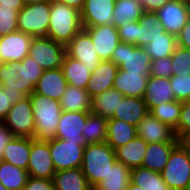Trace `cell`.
Masks as SVG:
<instances>
[{
  "instance_id": "obj_1",
  "label": "cell",
  "mask_w": 190,
  "mask_h": 190,
  "mask_svg": "<svg viewBox=\"0 0 190 190\" xmlns=\"http://www.w3.org/2000/svg\"><path fill=\"white\" fill-rule=\"evenodd\" d=\"M44 70L28 55L20 62L0 66V86L30 96Z\"/></svg>"
},
{
  "instance_id": "obj_2",
  "label": "cell",
  "mask_w": 190,
  "mask_h": 190,
  "mask_svg": "<svg viewBox=\"0 0 190 190\" xmlns=\"http://www.w3.org/2000/svg\"><path fill=\"white\" fill-rule=\"evenodd\" d=\"M82 29L81 13L78 9L51 0L48 38L66 47Z\"/></svg>"
},
{
  "instance_id": "obj_3",
  "label": "cell",
  "mask_w": 190,
  "mask_h": 190,
  "mask_svg": "<svg viewBox=\"0 0 190 190\" xmlns=\"http://www.w3.org/2000/svg\"><path fill=\"white\" fill-rule=\"evenodd\" d=\"M35 119L34 139L49 141L55 138L62 109L60 101L50 99L36 92L30 96Z\"/></svg>"
},
{
  "instance_id": "obj_4",
  "label": "cell",
  "mask_w": 190,
  "mask_h": 190,
  "mask_svg": "<svg viewBox=\"0 0 190 190\" xmlns=\"http://www.w3.org/2000/svg\"><path fill=\"white\" fill-rule=\"evenodd\" d=\"M116 161L115 150L107 142L84 147L81 169L92 188L105 178Z\"/></svg>"
},
{
  "instance_id": "obj_5",
  "label": "cell",
  "mask_w": 190,
  "mask_h": 190,
  "mask_svg": "<svg viewBox=\"0 0 190 190\" xmlns=\"http://www.w3.org/2000/svg\"><path fill=\"white\" fill-rule=\"evenodd\" d=\"M161 175L171 190H187L190 184V152L180 143L170 153Z\"/></svg>"
},
{
  "instance_id": "obj_6",
  "label": "cell",
  "mask_w": 190,
  "mask_h": 190,
  "mask_svg": "<svg viewBox=\"0 0 190 190\" xmlns=\"http://www.w3.org/2000/svg\"><path fill=\"white\" fill-rule=\"evenodd\" d=\"M51 1L24 5L18 12V31L33 37L47 36Z\"/></svg>"
},
{
  "instance_id": "obj_7",
  "label": "cell",
  "mask_w": 190,
  "mask_h": 190,
  "mask_svg": "<svg viewBox=\"0 0 190 190\" xmlns=\"http://www.w3.org/2000/svg\"><path fill=\"white\" fill-rule=\"evenodd\" d=\"M110 61L125 72L139 74H149L152 63L145 48L124 42L117 45Z\"/></svg>"
},
{
  "instance_id": "obj_8",
  "label": "cell",
  "mask_w": 190,
  "mask_h": 190,
  "mask_svg": "<svg viewBox=\"0 0 190 190\" xmlns=\"http://www.w3.org/2000/svg\"><path fill=\"white\" fill-rule=\"evenodd\" d=\"M66 48L47 36L33 37L29 56L43 69L62 68Z\"/></svg>"
},
{
  "instance_id": "obj_9",
  "label": "cell",
  "mask_w": 190,
  "mask_h": 190,
  "mask_svg": "<svg viewBox=\"0 0 190 190\" xmlns=\"http://www.w3.org/2000/svg\"><path fill=\"white\" fill-rule=\"evenodd\" d=\"M2 121L15 137L34 138L35 119L30 97L26 96L14 104Z\"/></svg>"
},
{
  "instance_id": "obj_10",
  "label": "cell",
  "mask_w": 190,
  "mask_h": 190,
  "mask_svg": "<svg viewBox=\"0 0 190 190\" xmlns=\"http://www.w3.org/2000/svg\"><path fill=\"white\" fill-rule=\"evenodd\" d=\"M83 145L79 141L54 138L50 140V155L56 171L81 168L83 162Z\"/></svg>"
},
{
  "instance_id": "obj_11",
  "label": "cell",
  "mask_w": 190,
  "mask_h": 190,
  "mask_svg": "<svg viewBox=\"0 0 190 190\" xmlns=\"http://www.w3.org/2000/svg\"><path fill=\"white\" fill-rule=\"evenodd\" d=\"M27 171L30 177L53 179L56 170L50 155V140L39 141L32 138Z\"/></svg>"
},
{
  "instance_id": "obj_12",
  "label": "cell",
  "mask_w": 190,
  "mask_h": 190,
  "mask_svg": "<svg viewBox=\"0 0 190 190\" xmlns=\"http://www.w3.org/2000/svg\"><path fill=\"white\" fill-rule=\"evenodd\" d=\"M156 13L164 30L176 37L190 19V11L185 0H170Z\"/></svg>"
},
{
  "instance_id": "obj_13",
  "label": "cell",
  "mask_w": 190,
  "mask_h": 190,
  "mask_svg": "<svg viewBox=\"0 0 190 190\" xmlns=\"http://www.w3.org/2000/svg\"><path fill=\"white\" fill-rule=\"evenodd\" d=\"M65 48L66 54L79 60L89 69L90 73H92L101 62L90 35L84 29H82Z\"/></svg>"
},
{
  "instance_id": "obj_14",
  "label": "cell",
  "mask_w": 190,
  "mask_h": 190,
  "mask_svg": "<svg viewBox=\"0 0 190 190\" xmlns=\"http://www.w3.org/2000/svg\"><path fill=\"white\" fill-rule=\"evenodd\" d=\"M33 36L15 31L0 36V55L3 63L20 62L29 55Z\"/></svg>"
},
{
  "instance_id": "obj_15",
  "label": "cell",
  "mask_w": 190,
  "mask_h": 190,
  "mask_svg": "<svg viewBox=\"0 0 190 190\" xmlns=\"http://www.w3.org/2000/svg\"><path fill=\"white\" fill-rule=\"evenodd\" d=\"M90 35L101 61L111 60L113 51L120 43L117 27L112 24L83 27Z\"/></svg>"
},
{
  "instance_id": "obj_16",
  "label": "cell",
  "mask_w": 190,
  "mask_h": 190,
  "mask_svg": "<svg viewBox=\"0 0 190 190\" xmlns=\"http://www.w3.org/2000/svg\"><path fill=\"white\" fill-rule=\"evenodd\" d=\"M137 136L146 143L154 142H179L174 129L157 120L150 112L136 126Z\"/></svg>"
},
{
  "instance_id": "obj_17",
  "label": "cell",
  "mask_w": 190,
  "mask_h": 190,
  "mask_svg": "<svg viewBox=\"0 0 190 190\" xmlns=\"http://www.w3.org/2000/svg\"><path fill=\"white\" fill-rule=\"evenodd\" d=\"M115 0H85L81 13L83 27L112 24Z\"/></svg>"
},
{
  "instance_id": "obj_18",
  "label": "cell",
  "mask_w": 190,
  "mask_h": 190,
  "mask_svg": "<svg viewBox=\"0 0 190 190\" xmlns=\"http://www.w3.org/2000/svg\"><path fill=\"white\" fill-rule=\"evenodd\" d=\"M90 112H67L62 111L55 138L79 141L80 145L86 146L85 137L82 134L84 123Z\"/></svg>"
},
{
  "instance_id": "obj_19",
  "label": "cell",
  "mask_w": 190,
  "mask_h": 190,
  "mask_svg": "<svg viewBox=\"0 0 190 190\" xmlns=\"http://www.w3.org/2000/svg\"><path fill=\"white\" fill-rule=\"evenodd\" d=\"M68 83L64 77L62 68L44 70L42 76L35 85L34 92L60 101L63 93L66 91Z\"/></svg>"
},
{
  "instance_id": "obj_20",
  "label": "cell",
  "mask_w": 190,
  "mask_h": 190,
  "mask_svg": "<svg viewBox=\"0 0 190 190\" xmlns=\"http://www.w3.org/2000/svg\"><path fill=\"white\" fill-rule=\"evenodd\" d=\"M118 69V66L110 60L99 63L91 73V78L85 89L91 98L112 89Z\"/></svg>"
},
{
  "instance_id": "obj_21",
  "label": "cell",
  "mask_w": 190,
  "mask_h": 190,
  "mask_svg": "<svg viewBox=\"0 0 190 190\" xmlns=\"http://www.w3.org/2000/svg\"><path fill=\"white\" fill-rule=\"evenodd\" d=\"M143 100L149 111L159 104L174 101L175 96L170 85V78L149 76Z\"/></svg>"
},
{
  "instance_id": "obj_22",
  "label": "cell",
  "mask_w": 190,
  "mask_h": 190,
  "mask_svg": "<svg viewBox=\"0 0 190 190\" xmlns=\"http://www.w3.org/2000/svg\"><path fill=\"white\" fill-rule=\"evenodd\" d=\"M149 74L125 72L118 69L112 89L124 96L143 98Z\"/></svg>"
},
{
  "instance_id": "obj_23",
  "label": "cell",
  "mask_w": 190,
  "mask_h": 190,
  "mask_svg": "<svg viewBox=\"0 0 190 190\" xmlns=\"http://www.w3.org/2000/svg\"><path fill=\"white\" fill-rule=\"evenodd\" d=\"M178 144L179 142L147 143L142 167L161 173L167 164L170 153Z\"/></svg>"
},
{
  "instance_id": "obj_24",
  "label": "cell",
  "mask_w": 190,
  "mask_h": 190,
  "mask_svg": "<svg viewBox=\"0 0 190 190\" xmlns=\"http://www.w3.org/2000/svg\"><path fill=\"white\" fill-rule=\"evenodd\" d=\"M148 112L143 98L124 96L112 118L137 126Z\"/></svg>"
},
{
  "instance_id": "obj_25",
  "label": "cell",
  "mask_w": 190,
  "mask_h": 190,
  "mask_svg": "<svg viewBox=\"0 0 190 190\" xmlns=\"http://www.w3.org/2000/svg\"><path fill=\"white\" fill-rule=\"evenodd\" d=\"M146 149L147 143L141 137L136 136L126 145L115 149L116 159L130 169L142 167Z\"/></svg>"
},
{
  "instance_id": "obj_26",
  "label": "cell",
  "mask_w": 190,
  "mask_h": 190,
  "mask_svg": "<svg viewBox=\"0 0 190 190\" xmlns=\"http://www.w3.org/2000/svg\"><path fill=\"white\" fill-rule=\"evenodd\" d=\"M32 138L14 137L4 149L2 160L27 170Z\"/></svg>"
},
{
  "instance_id": "obj_27",
  "label": "cell",
  "mask_w": 190,
  "mask_h": 190,
  "mask_svg": "<svg viewBox=\"0 0 190 190\" xmlns=\"http://www.w3.org/2000/svg\"><path fill=\"white\" fill-rule=\"evenodd\" d=\"M137 136L136 126L128 124L120 119L109 118L107 120L106 142L114 150L126 145Z\"/></svg>"
},
{
  "instance_id": "obj_28",
  "label": "cell",
  "mask_w": 190,
  "mask_h": 190,
  "mask_svg": "<svg viewBox=\"0 0 190 190\" xmlns=\"http://www.w3.org/2000/svg\"><path fill=\"white\" fill-rule=\"evenodd\" d=\"M53 182L55 190H93L81 168L56 171Z\"/></svg>"
},
{
  "instance_id": "obj_29",
  "label": "cell",
  "mask_w": 190,
  "mask_h": 190,
  "mask_svg": "<svg viewBox=\"0 0 190 190\" xmlns=\"http://www.w3.org/2000/svg\"><path fill=\"white\" fill-rule=\"evenodd\" d=\"M131 169L116 161L105 178L93 190H125L131 182Z\"/></svg>"
},
{
  "instance_id": "obj_30",
  "label": "cell",
  "mask_w": 190,
  "mask_h": 190,
  "mask_svg": "<svg viewBox=\"0 0 190 190\" xmlns=\"http://www.w3.org/2000/svg\"><path fill=\"white\" fill-rule=\"evenodd\" d=\"M62 111L91 112V97L85 89L68 85L60 99Z\"/></svg>"
},
{
  "instance_id": "obj_31",
  "label": "cell",
  "mask_w": 190,
  "mask_h": 190,
  "mask_svg": "<svg viewBox=\"0 0 190 190\" xmlns=\"http://www.w3.org/2000/svg\"><path fill=\"white\" fill-rule=\"evenodd\" d=\"M62 70L68 85L86 89L87 84L91 78V73L79 60H76L65 54Z\"/></svg>"
},
{
  "instance_id": "obj_32",
  "label": "cell",
  "mask_w": 190,
  "mask_h": 190,
  "mask_svg": "<svg viewBox=\"0 0 190 190\" xmlns=\"http://www.w3.org/2000/svg\"><path fill=\"white\" fill-rule=\"evenodd\" d=\"M124 95L115 89L107 90L91 98V113L112 118Z\"/></svg>"
},
{
  "instance_id": "obj_33",
  "label": "cell",
  "mask_w": 190,
  "mask_h": 190,
  "mask_svg": "<svg viewBox=\"0 0 190 190\" xmlns=\"http://www.w3.org/2000/svg\"><path fill=\"white\" fill-rule=\"evenodd\" d=\"M139 21L138 46L145 48L157 36L165 32L156 12L144 11Z\"/></svg>"
},
{
  "instance_id": "obj_34",
  "label": "cell",
  "mask_w": 190,
  "mask_h": 190,
  "mask_svg": "<svg viewBox=\"0 0 190 190\" xmlns=\"http://www.w3.org/2000/svg\"><path fill=\"white\" fill-rule=\"evenodd\" d=\"M144 10L138 0H115L112 25L115 27L127 21H138Z\"/></svg>"
},
{
  "instance_id": "obj_35",
  "label": "cell",
  "mask_w": 190,
  "mask_h": 190,
  "mask_svg": "<svg viewBox=\"0 0 190 190\" xmlns=\"http://www.w3.org/2000/svg\"><path fill=\"white\" fill-rule=\"evenodd\" d=\"M28 178L27 170L14 166L9 162L0 161V182L7 190H22Z\"/></svg>"
},
{
  "instance_id": "obj_36",
  "label": "cell",
  "mask_w": 190,
  "mask_h": 190,
  "mask_svg": "<svg viewBox=\"0 0 190 190\" xmlns=\"http://www.w3.org/2000/svg\"><path fill=\"white\" fill-rule=\"evenodd\" d=\"M131 183L144 190H171L162 178L161 173L144 167L131 169Z\"/></svg>"
},
{
  "instance_id": "obj_37",
  "label": "cell",
  "mask_w": 190,
  "mask_h": 190,
  "mask_svg": "<svg viewBox=\"0 0 190 190\" xmlns=\"http://www.w3.org/2000/svg\"><path fill=\"white\" fill-rule=\"evenodd\" d=\"M107 118L89 113L82 134L87 144L106 142Z\"/></svg>"
},
{
  "instance_id": "obj_38",
  "label": "cell",
  "mask_w": 190,
  "mask_h": 190,
  "mask_svg": "<svg viewBox=\"0 0 190 190\" xmlns=\"http://www.w3.org/2000/svg\"><path fill=\"white\" fill-rule=\"evenodd\" d=\"M177 46V37L165 31L162 35L153 39L145 49L151 60H156L171 57Z\"/></svg>"
},
{
  "instance_id": "obj_39",
  "label": "cell",
  "mask_w": 190,
  "mask_h": 190,
  "mask_svg": "<svg viewBox=\"0 0 190 190\" xmlns=\"http://www.w3.org/2000/svg\"><path fill=\"white\" fill-rule=\"evenodd\" d=\"M182 102L174 100L159 104L153 107L149 112L159 121L176 129L181 113Z\"/></svg>"
},
{
  "instance_id": "obj_40",
  "label": "cell",
  "mask_w": 190,
  "mask_h": 190,
  "mask_svg": "<svg viewBox=\"0 0 190 190\" xmlns=\"http://www.w3.org/2000/svg\"><path fill=\"white\" fill-rule=\"evenodd\" d=\"M173 75L185 76L190 74V50L177 46L171 55Z\"/></svg>"
},
{
  "instance_id": "obj_41",
  "label": "cell",
  "mask_w": 190,
  "mask_h": 190,
  "mask_svg": "<svg viewBox=\"0 0 190 190\" xmlns=\"http://www.w3.org/2000/svg\"><path fill=\"white\" fill-rule=\"evenodd\" d=\"M170 85L174 92L175 100L185 102L190 100V74L185 76L173 75Z\"/></svg>"
},
{
  "instance_id": "obj_42",
  "label": "cell",
  "mask_w": 190,
  "mask_h": 190,
  "mask_svg": "<svg viewBox=\"0 0 190 190\" xmlns=\"http://www.w3.org/2000/svg\"><path fill=\"white\" fill-rule=\"evenodd\" d=\"M18 11L13 8L0 7V36L18 30Z\"/></svg>"
},
{
  "instance_id": "obj_43",
  "label": "cell",
  "mask_w": 190,
  "mask_h": 190,
  "mask_svg": "<svg viewBox=\"0 0 190 190\" xmlns=\"http://www.w3.org/2000/svg\"><path fill=\"white\" fill-rule=\"evenodd\" d=\"M24 97L21 92L9 91L8 88L0 86V121L7 116L12 106Z\"/></svg>"
},
{
  "instance_id": "obj_44",
  "label": "cell",
  "mask_w": 190,
  "mask_h": 190,
  "mask_svg": "<svg viewBox=\"0 0 190 190\" xmlns=\"http://www.w3.org/2000/svg\"><path fill=\"white\" fill-rule=\"evenodd\" d=\"M139 21H127L117 27L120 42L138 46Z\"/></svg>"
},
{
  "instance_id": "obj_45",
  "label": "cell",
  "mask_w": 190,
  "mask_h": 190,
  "mask_svg": "<svg viewBox=\"0 0 190 190\" xmlns=\"http://www.w3.org/2000/svg\"><path fill=\"white\" fill-rule=\"evenodd\" d=\"M149 76L171 78L173 76L171 57L152 60Z\"/></svg>"
},
{
  "instance_id": "obj_46",
  "label": "cell",
  "mask_w": 190,
  "mask_h": 190,
  "mask_svg": "<svg viewBox=\"0 0 190 190\" xmlns=\"http://www.w3.org/2000/svg\"><path fill=\"white\" fill-rule=\"evenodd\" d=\"M190 129V100L182 102L181 113L177 128L174 133L179 138L184 132Z\"/></svg>"
},
{
  "instance_id": "obj_47",
  "label": "cell",
  "mask_w": 190,
  "mask_h": 190,
  "mask_svg": "<svg viewBox=\"0 0 190 190\" xmlns=\"http://www.w3.org/2000/svg\"><path fill=\"white\" fill-rule=\"evenodd\" d=\"M22 190H55L53 179L30 177Z\"/></svg>"
},
{
  "instance_id": "obj_48",
  "label": "cell",
  "mask_w": 190,
  "mask_h": 190,
  "mask_svg": "<svg viewBox=\"0 0 190 190\" xmlns=\"http://www.w3.org/2000/svg\"><path fill=\"white\" fill-rule=\"evenodd\" d=\"M14 134L9 128L5 126L3 121H0V161H2L4 155V149L9 141L14 138Z\"/></svg>"
},
{
  "instance_id": "obj_49",
  "label": "cell",
  "mask_w": 190,
  "mask_h": 190,
  "mask_svg": "<svg viewBox=\"0 0 190 190\" xmlns=\"http://www.w3.org/2000/svg\"><path fill=\"white\" fill-rule=\"evenodd\" d=\"M177 45L190 50V19L177 35Z\"/></svg>"
},
{
  "instance_id": "obj_50",
  "label": "cell",
  "mask_w": 190,
  "mask_h": 190,
  "mask_svg": "<svg viewBox=\"0 0 190 190\" xmlns=\"http://www.w3.org/2000/svg\"><path fill=\"white\" fill-rule=\"evenodd\" d=\"M144 11L156 12L170 0H138Z\"/></svg>"
},
{
  "instance_id": "obj_51",
  "label": "cell",
  "mask_w": 190,
  "mask_h": 190,
  "mask_svg": "<svg viewBox=\"0 0 190 190\" xmlns=\"http://www.w3.org/2000/svg\"><path fill=\"white\" fill-rule=\"evenodd\" d=\"M24 0H0V7L13 8L20 11L24 7Z\"/></svg>"
},
{
  "instance_id": "obj_52",
  "label": "cell",
  "mask_w": 190,
  "mask_h": 190,
  "mask_svg": "<svg viewBox=\"0 0 190 190\" xmlns=\"http://www.w3.org/2000/svg\"><path fill=\"white\" fill-rule=\"evenodd\" d=\"M55 1L62 2L67 6H71L73 8L78 9L79 11L83 9L85 4V0H55Z\"/></svg>"
},
{
  "instance_id": "obj_53",
  "label": "cell",
  "mask_w": 190,
  "mask_h": 190,
  "mask_svg": "<svg viewBox=\"0 0 190 190\" xmlns=\"http://www.w3.org/2000/svg\"><path fill=\"white\" fill-rule=\"evenodd\" d=\"M179 143L190 152V129L179 137Z\"/></svg>"
},
{
  "instance_id": "obj_54",
  "label": "cell",
  "mask_w": 190,
  "mask_h": 190,
  "mask_svg": "<svg viewBox=\"0 0 190 190\" xmlns=\"http://www.w3.org/2000/svg\"><path fill=\"white\" fill-rule=\"evenodd\" d=\"M45 1H51V0H24L25 5H31L36 3H41Z\"/></svg>"
},
{
  "instance_id": "obj_55",
  "label": "cell",
  "mask_w": 190,
  "mask_h": 190,
  "mask_svg": "<svg viewBox=\"0 0 190 190\" xmlns=\"http://www.w3.org/2000/svg\"><path fill=\"white\" fill-rule=\"evenodd\" d=\"M125 190H144V189L130 182V184Z\"/></svg>"
},
{
  "instance_id": "obj_56",
  "label": "cell",
  "mask_w": 190,
  "mask_h": 190,
  "mask_svg": "<svg viewBox=\"0 0 190 190\" xmlns=\"http://www.w3.org/2000/svg\"><path fill=\"white\" fill-rule=\"evenodd\" d=\"M185 3H186V5H187V7H188V9L190 11V0H185Z\"/></svg>"
},
{
  "instance_id": "obj_57",
  "label": "cell",
  "mask_w": 190,
  "mask_h": 190,
  "mask_svg": "<svg viewBox=\"0 0 190 190\" xmlns=\"http://www.w3.org/2000/svg\"><path fill=\"white\" fill-rule=\"evenodd\" d=\"M0 190H7L6 187H4L0 182Z\"/></svg>"
},
{
  "instance_id": "obj_58",
  "label": "cell",
  "mask_w": 190,
  "mask_h": 190,
  "mask_svg": "<svg viewBox=\"0 0 190 190\" xmlns=\"http://www.w3.org/2000/svg\"><path fill=\"white\" fill-rule=\"evenodd\" d=\"M3 64V61H2V58H1V55H0V66Z\"/></svg>"
}]
</instances>
